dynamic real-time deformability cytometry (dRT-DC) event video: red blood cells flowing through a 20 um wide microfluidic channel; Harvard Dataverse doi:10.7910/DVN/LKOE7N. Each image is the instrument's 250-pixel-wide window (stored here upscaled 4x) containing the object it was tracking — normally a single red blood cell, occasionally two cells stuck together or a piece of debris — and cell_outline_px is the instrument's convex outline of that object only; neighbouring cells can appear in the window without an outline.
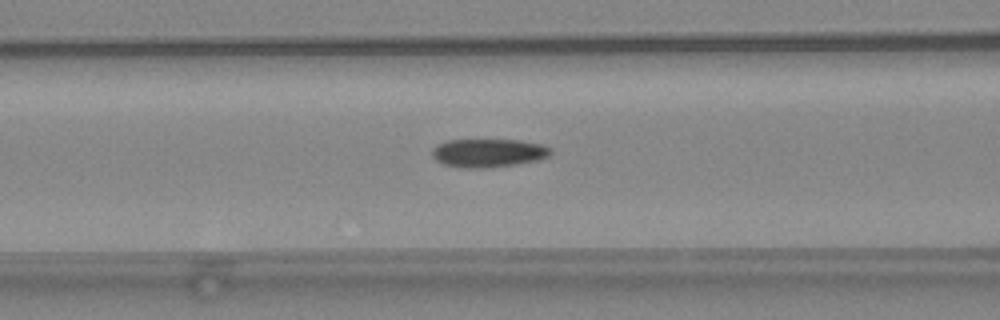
{"species": "common noctule bat (a hibernating species)", "species_latin": "Nyctalus noctula", "temperature_condition": "warm", "stored_images_in_passage": 35, "camera_frame_rate_fps": 3000, "um_per_image_px": 0.085, "animal": {"sex": "female", "body_mass_g": 24.6, "forearm_length_mm": 56.2}, "frame": {"image": 1, "passage_image": 6, "time_ms": 1.667, "image_size_px": [1000, 320], "cell_outline_px": [[552, 152], [548, 156], [536, 160], [516, 164], [488, 168], [460, 168], [444, 164], [436, 160], [432, 156], [432, 148], [436, 144], [448, 140], [520, 140], [544, 144], [552, 148]], "centroid_in_image_um": [41.5, 13.0], "position_along_channel_um": 125.1, "area_um2": 19.83}}
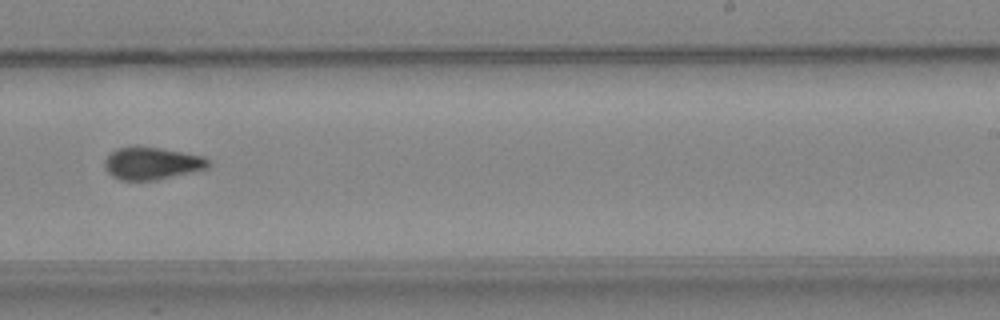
{"frame": {"image": 2, "passage_image": 17, "time_ms": 5.333, "image_size_px": [1000, 320], "cell_outline_px": [[212, 164], [208, 168], [156, 180], [120, 180], [112, 176], [104, 168], [104, 160], [116, 148], [160, 148], [204, 156], [212, 160]], "centroid_in_image_um": [12.95, 13.9], "position_along_channel_um": 276.0, "area_um2": 19.36}}
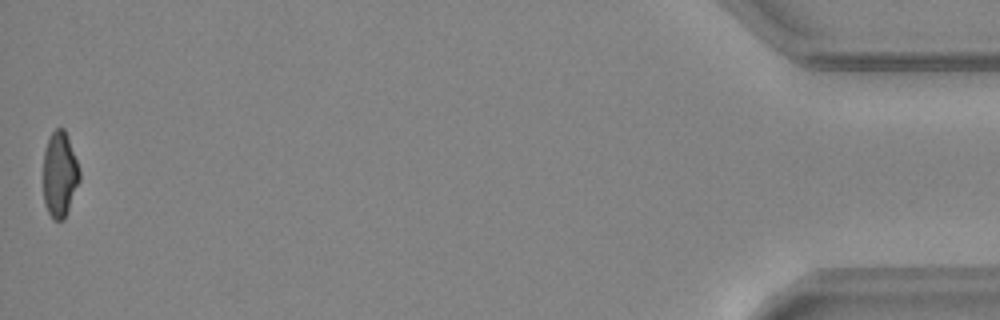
{"frame": {"image": 3, "passage_image": 35, "time_ms": 11.333, "image_size_px": [1000, 320], "cell_outline_px": [[80, 180], [64, 220], [52, 220], [44, 204], [44, 152], [48, 140], [52, 132], [56, 128], [64, 128], [76, 160], [80, 172]], "centroid_in_image_um": [5.07, 14.86], "position_along_channel_um": 430.1, "area_um2": 17.86}, "authors_computed_cell_mechanics": {"area_um2": 19.7098, "velocity_mm_per_s": 4.1247, "shape_relaxation_time_tau1_ms": null, "shape_relaxation_time_tau2_ms": 2.2749, "deformation_change_tau1": null, "deformation_change_tau2": 0.0791}}